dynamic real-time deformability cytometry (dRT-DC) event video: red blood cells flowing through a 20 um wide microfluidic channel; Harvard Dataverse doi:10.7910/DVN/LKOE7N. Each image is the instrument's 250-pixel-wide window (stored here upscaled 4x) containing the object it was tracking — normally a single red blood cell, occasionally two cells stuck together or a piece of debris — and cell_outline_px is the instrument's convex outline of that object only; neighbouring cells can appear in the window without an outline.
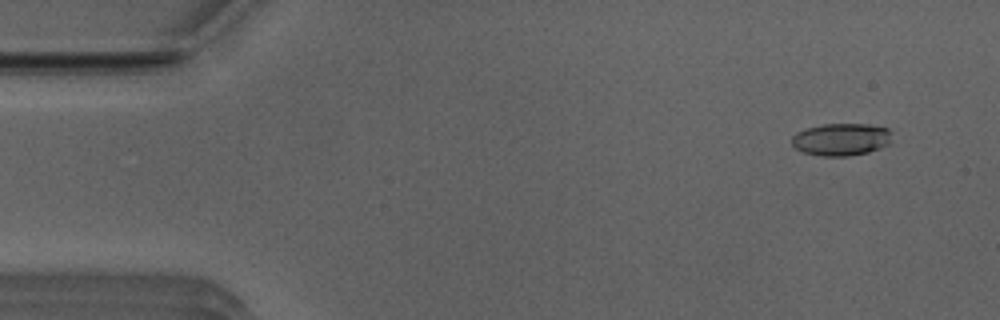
{"species": "Egyptian fruit bat (a non-hibernating species)", "species_latin": "Rousettus aegyptiacus", "temperature_condition": "room temperature", "stored_images_in_passage": 52, "camera_frame_rate_fps": 3000, "um_per_image_px": 0.085, "animal": {"sex": "male"}, "frame": {"image": 1, "passage_image": 4, "time_ms": 1.0, "image_size_px": [1000, 320], "cell_outline_px": [[892, 132], [888, 144], [880, 148], [868, 152], [848, 156], [824, 156], [804, 152], [796, 148], [792, 144], [792, 136], [796, 132], [804, 128], [824, 124], [868, 124], [888, 128]], "centroid_in_image_um": [71.5, 11.84], "position_along_channel_um": 13.5, "area_um2": 18.9}}
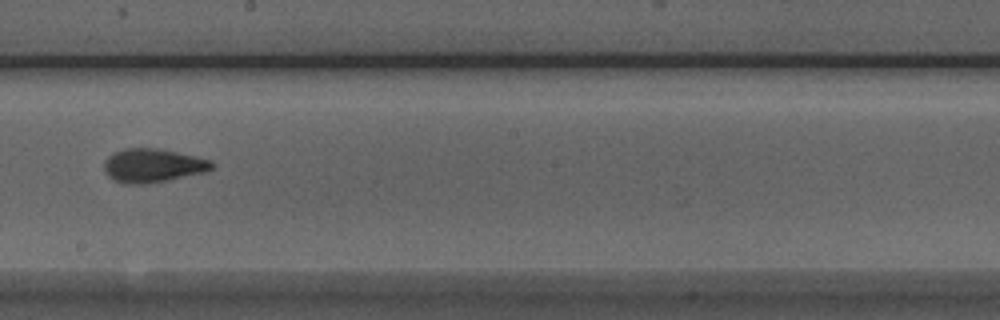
{"frame": {"image": 2, "passage_image": 29, "time_ms": 9.333, "image_size_px": [1000, 320], "cell_outline_px": [[216, 164], [212, 168], [204, 172], [168, 180], [144, 184], [124, 184], [108, 176], [104, 168], [104, 160], [112, 152], [124, 148], [156, 148], [196, 156], [212, 160]], "centroid_in_image_um": [12.98, 14.06], "position_along_channel_um": 235.2, "area_um2": 21.21}}
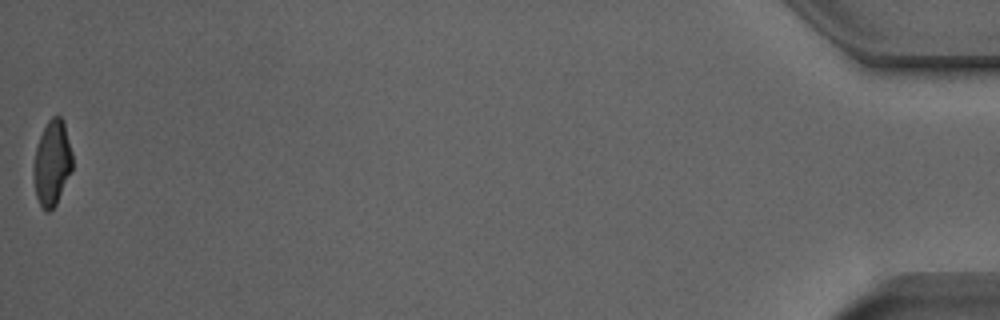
{"frame": {"image": 3, "passage_image": 52, "time_ms": 17.0, "image_size_px": [1000, 320], "cell_outline_px": [[72, 168], [56, 204], [48, 212], [44, 212], [36, 196], [32, 176], [32, 168], [36, 148], [40, 136], [48, 120], [52, 116], [60, 116], [64, 120], [72, 152]], "centroid_in_image_um": [4.41, 13.85], "position_along_channel_um": 430.8, "area_um2": 19.36}, "authors_computed_cell_mechanics": {"area_um2": 20.2878, "velocity_mm_per_s": 3.9395, "shape_relaxation_time_tau1_ms": 5.5463, "shape_relaxation_time_tau2_ms": 1.5808, "deformation_change_tau1": 0.209, "deformation_change_tau2": 0.0848}}